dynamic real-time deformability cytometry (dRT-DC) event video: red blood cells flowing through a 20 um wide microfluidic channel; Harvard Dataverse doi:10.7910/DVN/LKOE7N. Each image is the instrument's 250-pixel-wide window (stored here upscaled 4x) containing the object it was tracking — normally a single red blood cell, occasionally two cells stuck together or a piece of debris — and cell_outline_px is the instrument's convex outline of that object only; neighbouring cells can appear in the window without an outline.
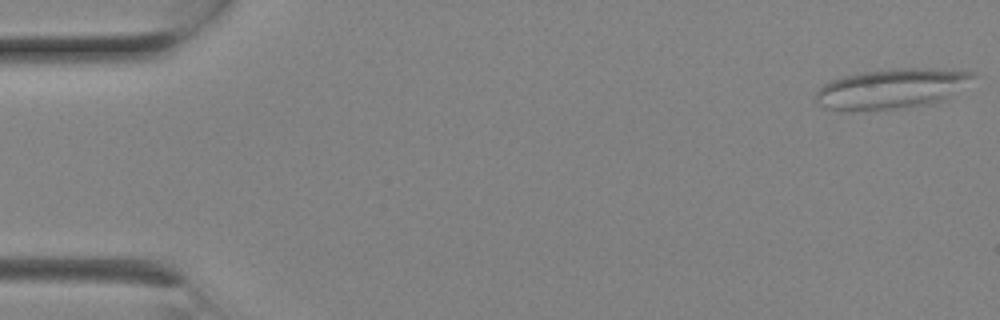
{"species": "Egyptian fruit bat (a non-hibernating species)", "species_latin": "Rousettus aegyptiacus", "temperature_condition": "room temperature", "stored_images_in_passage": 9, "camera_frame_rate_fps": 3000, "um_per_image_px": 0.085, "animal": {"sex": "female"}, "frame": {"image": 1, "passage_image": 1, "time_ms": 0.0, "image_size_px": [1000, 320], "cell_outline_px": [[976, 76], [944, 100], [912, 108], [848, 112], [824, 108], [816, 104], [816, 92], [824, 84], [832, 80], [844, 76], [860, 72], [888, 68], [932, 68], [976, 72]], "centroid_in_image_um": [75.74, 7.56], "position_along_channel_um": 9.3, "area_um2": 37.28}}
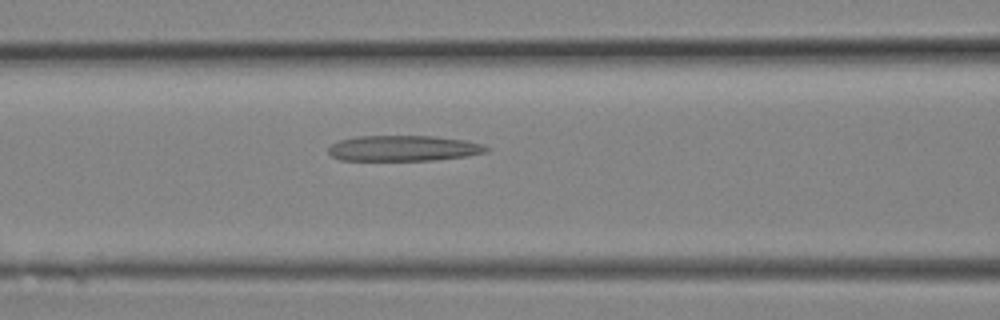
{"frame": {"image": 2, "passage_image": 9, "time_ms": 2.667, "image_size_px": [1000, 320], "cell_outline_px": [[492, 148], [488, 152], [468, 156], [432, 160], [340, 160], [332, 156], [328, 152], [328, 148], [332, 144], [340, 140], [356, 136], [432, 136], [464, 140], [484, 144]], "centroid_in_image_um": [34.34, 12.6], "position_along_channel_um": 132.3, "area_um2": 23.7}}